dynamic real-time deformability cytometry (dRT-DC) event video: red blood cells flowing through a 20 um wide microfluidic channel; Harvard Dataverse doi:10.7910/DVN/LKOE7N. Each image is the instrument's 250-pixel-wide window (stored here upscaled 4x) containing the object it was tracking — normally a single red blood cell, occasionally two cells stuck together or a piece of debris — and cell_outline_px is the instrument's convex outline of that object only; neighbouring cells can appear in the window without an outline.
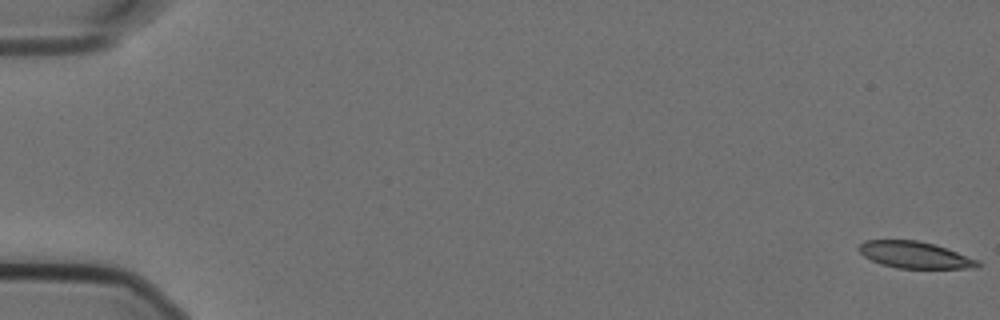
{"species": "Egyptian fruit bat (a non-hibernating species)", "species_latin": "Rousettus aegyptiacus", "temperature_condition": "cold", "stored_images_in_passage": 12, "camera_frame_rate_fps": 3000, "um_per_image_px": 0.085, "animal": {"sex": "female"}, "frame": {"image": 1, "passage_image": 1, "time_ms": 0.0, "image_size_px": [1000, 320], "cell_outline_px": [[980, 268], [896, 268], [880, 264], [864, 256], [856, 248], [864, 240], [916, 240], [936, 244], [980, 260]], "centroid_in_image_um": [77.78, 21.66], "position_along_channel_um": 7.2, "area_um2": 18.67}}